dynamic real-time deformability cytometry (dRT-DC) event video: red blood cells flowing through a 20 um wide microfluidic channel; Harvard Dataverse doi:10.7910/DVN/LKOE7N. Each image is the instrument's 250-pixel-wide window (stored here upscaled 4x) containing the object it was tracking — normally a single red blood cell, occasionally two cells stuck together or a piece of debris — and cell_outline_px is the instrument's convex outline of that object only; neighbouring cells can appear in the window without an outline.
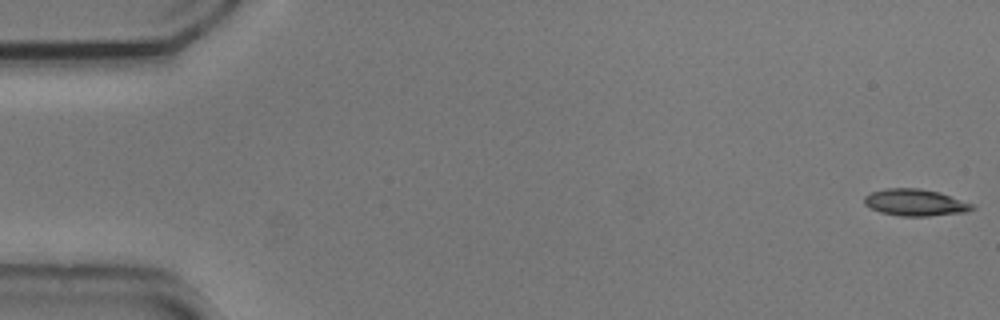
{"species": "common noctule bat (a hibernating species)", "species_latin": "Nyctalus noctula", "temperature_condition": "cold", "stored_images_in_passage": 54, "camera_frame_rate_fps": 3000, "um_per_image_px": 0.085, "animal": {"sex": "male", "body_mass_g": 20.5, "forearm_length_mm": 52.5}, "frame": {"image": 1, "passage_image": 1, "time_ms": 0.0, "image_size_px": [1000, 320], "cell_outline_px": [[976, 208], [964, 212], [928, 216], [900, 216], [880, 212], [864, 204], [864, 196], [872, 192], [888, 188], [920, 188], [940, 192], [976, 204]], "centroid_in_image_um": [77.84, 17.21], "position_along_channel_um": 7.2, "area_um2": 16.94}}
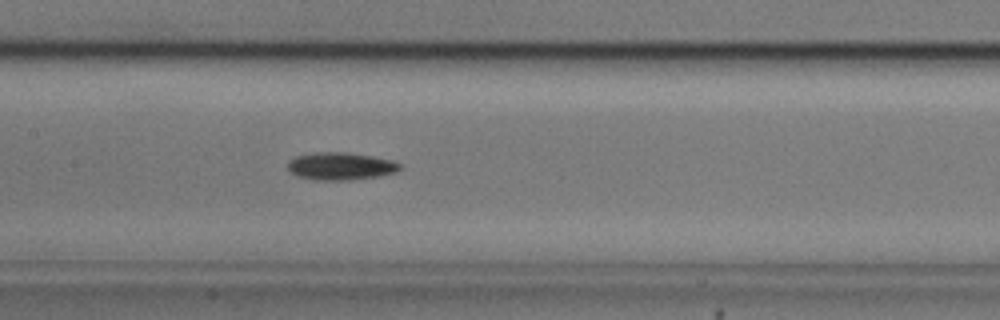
{"frame": {"image": 2, "passage_image": 26, "time_ms": 8.333, "image_size_px": [1000, 320], "cell_outline_px": [[404, 168], [396, 172], [380, 176], [352, 180], [312, 180], [296, 176], [288, 172], [288, 160], [296, 156], [312, 152], [348, 152], [372, 156], [388, 160], [400, 164]], "centroid_in_image_um": [28.91, 14.13], "position_along_channel_um": 178.5, "area_um2": 18.32}}
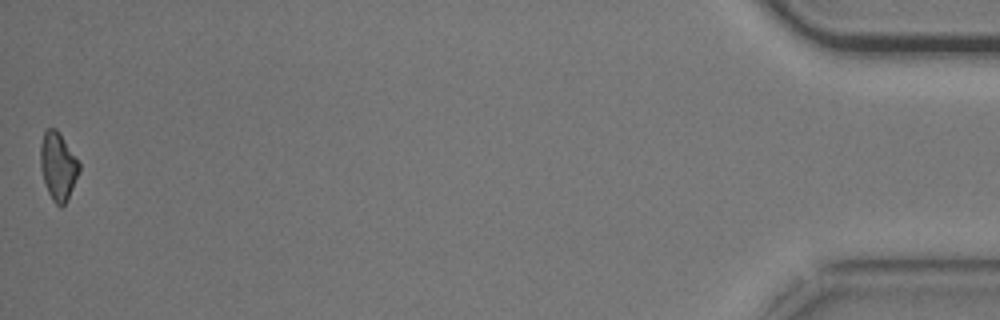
{"frame": {"image": 3, "passage_image": 54, "time_ms": 17.667, "image_size_px": [1000, 320], "cell_outline_px": [[80, 172], [64, 204], [60, 208], [52, 200], [48, 192], [40, 168], [40, 144], [44, 132], [48, 128], [56, 128], [80, 164]], "centroid_in_image_um": [4.92, 14.12], "position_along_channel_um": 430.3, "area_um2": 15.09}, "authors_computed_cell_mechanics": {"area_um2": 16.473, "velocity_mm_per_s": 3.7307, "shape_relaxation_time_tau1_ms": 3.5031, "shape_relaxation_time_tau2_ms": null, "deformation_change_tau1": 0.1033, "deformation_change_tau2": null}}